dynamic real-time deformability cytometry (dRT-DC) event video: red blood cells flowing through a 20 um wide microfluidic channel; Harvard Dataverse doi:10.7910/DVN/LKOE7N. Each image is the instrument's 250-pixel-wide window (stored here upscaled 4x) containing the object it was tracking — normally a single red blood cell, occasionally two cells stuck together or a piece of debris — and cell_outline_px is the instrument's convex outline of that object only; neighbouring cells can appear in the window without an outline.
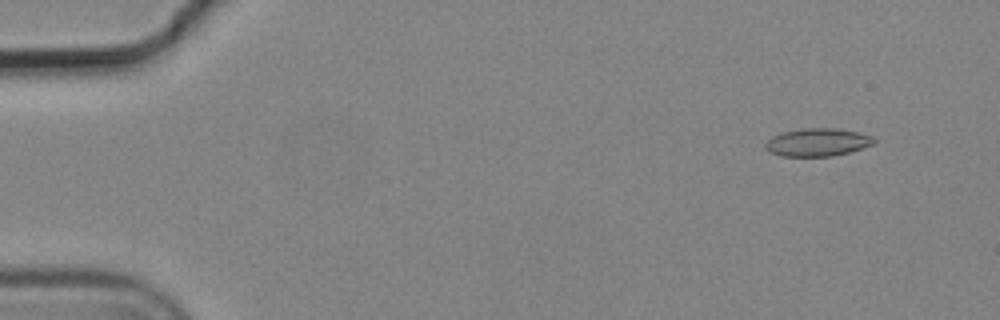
{"species": "common noctule bat (a hibernating species)", "species_latin": "Nyctalus noctula", "temperature_condition": "cold", "stored_images_in_passage": 4, "camera_frame_rate_fps": 3000, "um_per_image_px": 0.085, "animal": {"sex": "male", "body_mass_g": 19.2, "forearm_length_mm": 51.8}, "frame": {"image": 1, "passage_image": 1, "time_ms": 0.0, "image_size_px": [1000, 320], "cell_outline_px": [[876, 140], [872, 144], [848, 152], [832, 156], [780, 156], [768, 152], [764, 148], [764, 144], [772, 136], [784, 132], [804, 128], [836, 128], [860, 132], [872, 136]], "centroid_in_image_um": [69.45, 12.09], "position_along_channel_um": 15.5, "area_um2": 17.63}}